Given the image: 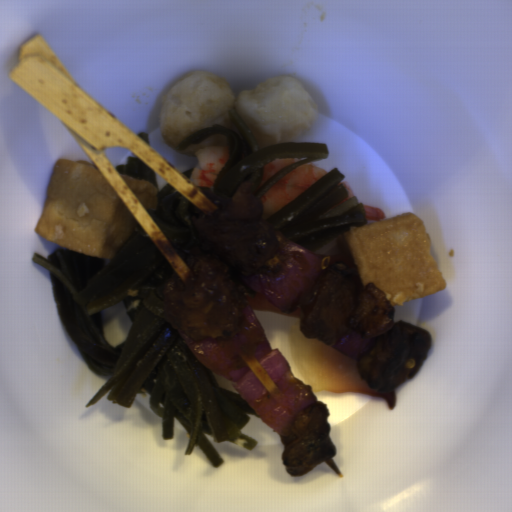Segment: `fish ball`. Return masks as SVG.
<instances>
[{
	"label": "fish ball",
	"mask_w": 512,
	"mask_h": 512,
	"mask_svg": "<svg viewBox=\"0 0 512 512\" xmlns=\"http://www.w3.org/2000/svg\"><path fill=\"white\" fill-rule=\"evenodd\" d=\"M138 225L96 165L56 159L36 233L58 247L110 260Z\"/></svg>",
	"instance_id": "2"
},
{
	"label": "fish ball",
	"mask_w": 512,
	"mask_h": 512,
	"mask_svg": "<svg viewBox=\"0 0 512 512\" xmlns=\"http://www.w3.org/2000/svg\"><path fill=\"white\" fill-rule=\"evenodd\" d=\"M147 212L154 211L157 207L158 190L155 185L149 183L144 179H138L128 176H121Z\"/></svg>",
	"instance_id": "4"
},
{
	"label": "fish ball",
	"mask_w": 512,
	"mask_h": 512,
	"mask_svg": "<svg viewBox=\"0 0 512 512\" xmlns=\"http://www.w3.org/2000/svg\"><path fill=\"white\" fill-rule=\"evenodd\" d=\"M344 238L361 283L381 288L394 306L447 287L427 225L412 212L347 229Z\"/></svg>",
	"instance_id": "3"
},
{
	"label": "fish ball",
	"mask_w": 512,
	"mask_h": 512,
	"mask_svg": "<svg viewBox=\"0 0 512 512\" xmlns=\"http://www.w3.org/2000/svg\"><path fill=\"white\" fill-rule=\"evenodd\" d=\"M230 109L250 130L258 150L288 142L314 126L317 117L312 95L292 76H277L234 93L220 76L197 71L185 74L164 94L157 117L159 134L177 153L197 158V151L205 146H228L225 136L213 135L202 143L177 148L202 129L232 128L242 139Z\"/></svg>",
	"instance_id": "1"
}]
</instances>
